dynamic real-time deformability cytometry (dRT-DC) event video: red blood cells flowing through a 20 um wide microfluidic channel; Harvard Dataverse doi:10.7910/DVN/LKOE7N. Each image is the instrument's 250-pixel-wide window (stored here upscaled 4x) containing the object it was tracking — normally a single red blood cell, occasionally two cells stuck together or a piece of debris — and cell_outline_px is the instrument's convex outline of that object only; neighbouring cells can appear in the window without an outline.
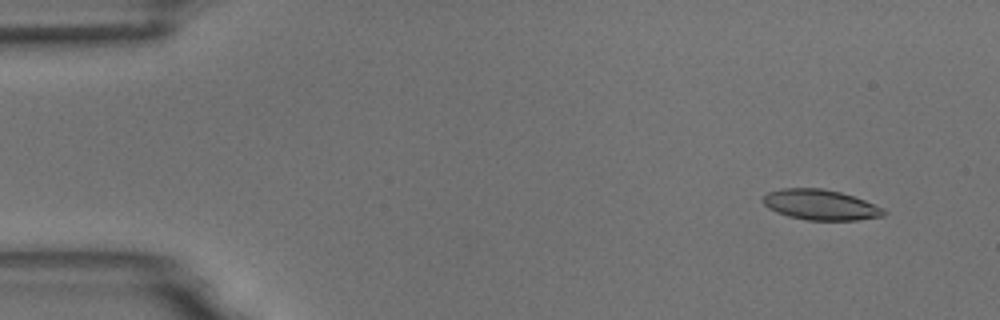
{"species": "common noctule bat (a hibernating species)", "species_latin": "Nyctalus noctula", "temperature_condition": "room temperature", "stored_images_in_passage": 4, "camera_frame_rate_fps": 3000, "um_per_image_px": 0.085, "animal": {"sex": "male", "body_mass_g": 18.8}, "frame": {"image": 1, "passage_image": 1, "time_ms": 0.0, "image_size_px": [1000, 320], "cell_outline_px": [[888, 212], [884, 216], [856, 220], [808, 220], [788, 216], [776, 212], [768, 208], [760, 200], [768, 192], [784, 188], [820, 188], [840, 192], [864, 200], [884, 208]], "centroid_in_image_um": [69.74, 17.41], "position_along_channel_um": 15.3, "area_um2": 21.39}}